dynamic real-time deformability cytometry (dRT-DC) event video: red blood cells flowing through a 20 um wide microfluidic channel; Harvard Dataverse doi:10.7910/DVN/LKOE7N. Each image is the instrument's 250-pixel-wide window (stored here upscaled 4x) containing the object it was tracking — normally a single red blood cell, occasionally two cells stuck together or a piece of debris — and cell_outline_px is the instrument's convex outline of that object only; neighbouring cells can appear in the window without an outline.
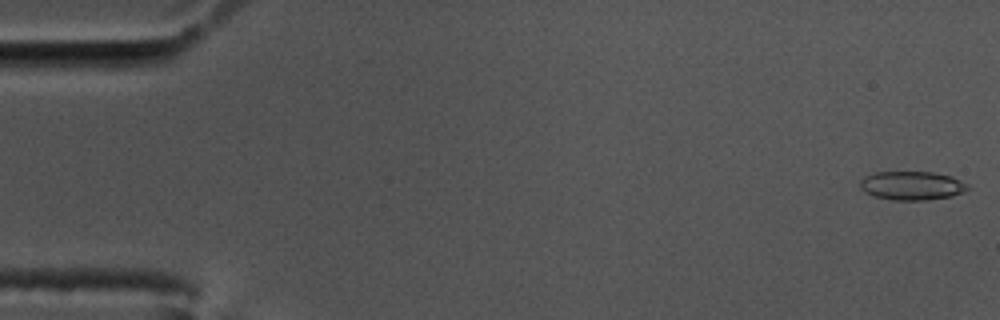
{"species": "common noctule bat (a hibernating species)", "species_latin": "Nyctalus noctula", "temperature_condition": "cold", "stored_images_in_passage": 58, "camera_frame_rate_fps": 3000, "um_per_image_px": 0.085, "animal": {"sex": "male", "body_mass_g": 17.5, "forearm_length_mm": 52.3}, "frame": {"image": 1, "passage_image": 1, "time_ms": 0.0, "image_size_px": [1000, 320], "cell_outline_px": [[972, 188], [964, 192], [952, 196], [928, 200], [892, 200], [876, 196], [864, 192], [860, 188], [860, 180], [864, 176], [876, 172], [932, 172], [952, 176], [968, 184]], "centroid_in_image_um": [77.54, 15.78], "position_along_channel_um": 7.5, "area_um2": 18.21}}
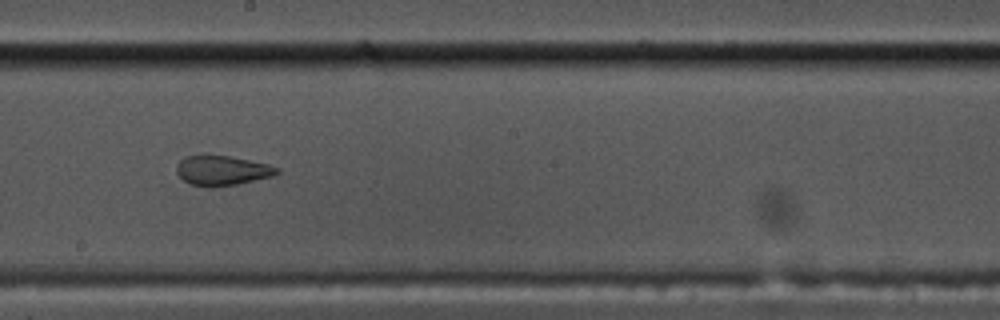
{"frame": {"image": 2, "passage_image": 32, "time_ms": 10.333, "image_size_px": [1000, 320], "cell_outline_px": [[280, 172], [276, 176], [236, 184], [192, 184], [184, 180], [176, 172], [176, 164], [184, 156], [200, 152], [228, 156], [268, 164], [280, 168]], "centroid_in_image_um": [18.88, 14.41], "position_along_channel_um": 229.3, "area_um2": 17.4}}
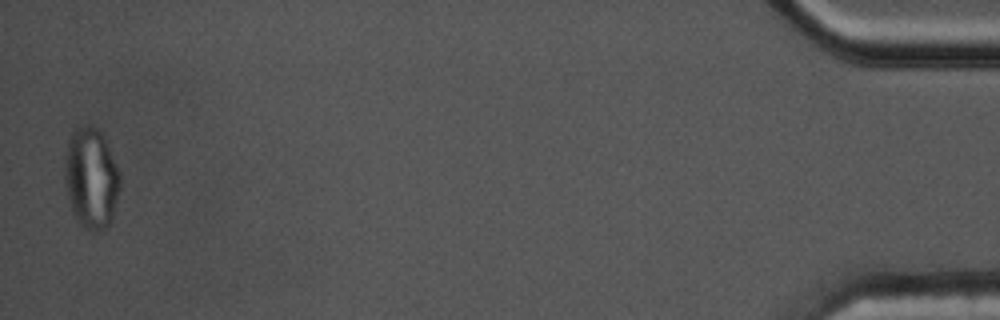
{"frame": {"image": 3, "passage_image": 57, "time_ms": 18.667, "image_size_px": [1000, 320], "cell_outline_px": [[120, 188], [112, 216], [108, 224], [104, 228], [96, 232], [88, 232], [80, 224], [72, 212], [68, 196], [64, 176], [64, 156], [68, 140], [72, 132], [76, 128], [88, 124], [96, 128], [104, 136], [120, 172]], "centroid_in_image_um": [7.74, 15.13], "position_along_channel_um": 427.5, "area_um2": 32.71}}